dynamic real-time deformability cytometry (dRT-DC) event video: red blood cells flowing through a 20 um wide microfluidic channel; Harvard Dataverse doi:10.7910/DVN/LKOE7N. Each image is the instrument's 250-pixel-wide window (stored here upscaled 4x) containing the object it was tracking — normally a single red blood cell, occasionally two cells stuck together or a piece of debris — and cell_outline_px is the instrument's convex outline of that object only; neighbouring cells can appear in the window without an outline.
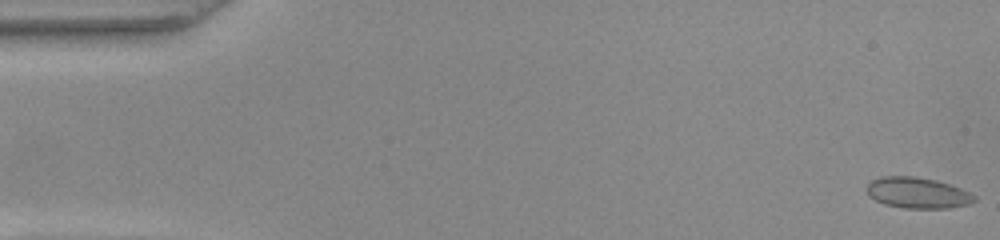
{"species": "common noctule bat (a hibernating species)", "species_latin": "Nyctalus noctula", "temperature_condition": "warm", "stored_images_in_passage": 51, "camera_frame_rate_fps": 3000, "um_per_image_px": 0.085, "animal": {"sex": "female", "body_mass_g": 22.0, "forearm_length_mm": 56.7}, "frame": {"image": 1, "passage_image": 1, "time_ms": 0.0, "image_size_px": [1000, 240], "cell_outline_px": [[976, 200], [968, 204], [948, 208], [904, 208], [884, 204], [868, 196], [864, 188], [872, 180], [880, 176], [916, 176], [936, 180], [960, 188], [976, 196]], "centroid_in_image_um": [77.94, 16.38], "position_along_channel_um": 7.1, "area_um2": 19.48}}
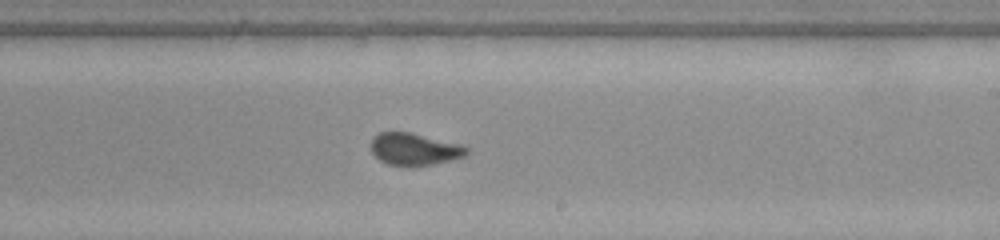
{"frame": {"image": 2, "passage_image": 30, "time_ms": 9.667, "image_size_px": [1000, 240], "cell_outline_px": [[468, 152], [464, 156], [452, 160], [432, 164], [408, 168], [388, 164], [380, 160], [372, 152], [372, 140], [380, 132], [408, 132], [460, 144], [468, 148]], "centroid_in_image_um": [35.23, 12.71], "position_along_channel_um": 253.8, "area_um2": 17.86}}
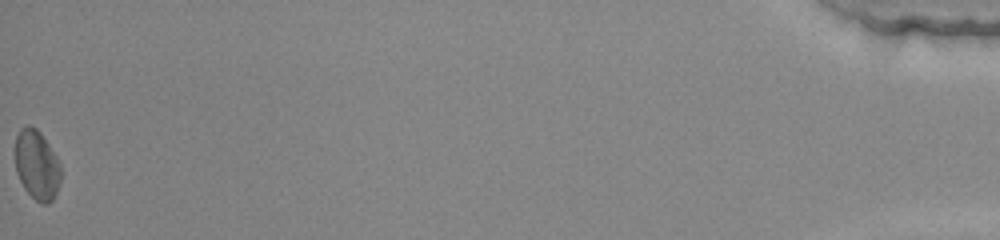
{"frame": {"image": 3, "passage_image": 51, "time_ms": 16.667, "image_size_px": [1000, 240], "cell_outline_px": [[60, 184], [52, 200], [48, 204], [40, 204], [24, 188], [16, 172], [16, 136], [20, 128], [28, 124], [36, 128], [40, 132], [56, 156], [60, 164]], "centroid_in_image_um": [3.13, 14.02], "position_along_channel_um": 432.1, "area_um2": 18.38}}